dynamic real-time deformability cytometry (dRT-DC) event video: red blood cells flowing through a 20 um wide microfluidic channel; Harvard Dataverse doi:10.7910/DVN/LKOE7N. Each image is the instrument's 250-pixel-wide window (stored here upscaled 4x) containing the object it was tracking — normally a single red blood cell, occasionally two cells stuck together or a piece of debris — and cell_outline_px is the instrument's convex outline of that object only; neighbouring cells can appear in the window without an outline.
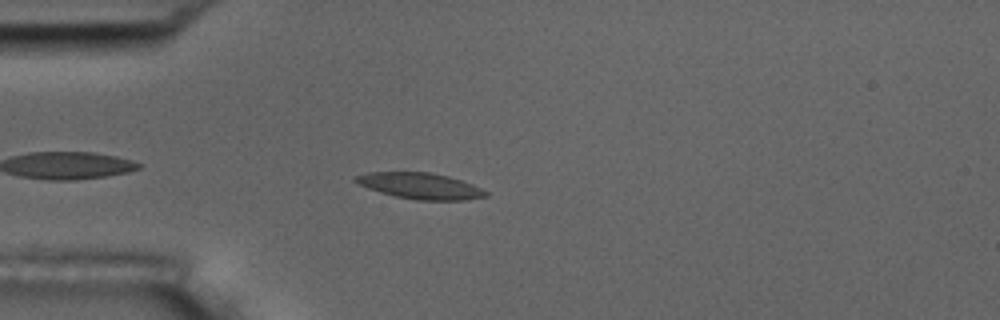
{"species": "common noctule bat (a hibernating species)", "species_latin": "Nyctalus noctula", "temperature_condition": "room temperature", "stored_images_in_passage": 2, "camera_frame_rate_fps": 3000, "um_per_image_px": 0.085, "animal": {"sex": "male", "body_mass_g": 17.5, "forearm_length_mm": 52.3}, "frame": {"image": 1, "passage_image": 2, "time_ms": 2.0, "image_size_px": [1000, 320], "cell_outline_px": [[488, 196], [464, 200], [416, 200], [396, 196], [380, 192], [368, 188], [352, 180], [352, 176], [368, 172], [432, 172], [448, 176], [472, 184], [488, 192]], "centroid_in_image_um": [35.69, 15.79], "position_along_channel_um": 49.3, "area_um2": 19.77}}